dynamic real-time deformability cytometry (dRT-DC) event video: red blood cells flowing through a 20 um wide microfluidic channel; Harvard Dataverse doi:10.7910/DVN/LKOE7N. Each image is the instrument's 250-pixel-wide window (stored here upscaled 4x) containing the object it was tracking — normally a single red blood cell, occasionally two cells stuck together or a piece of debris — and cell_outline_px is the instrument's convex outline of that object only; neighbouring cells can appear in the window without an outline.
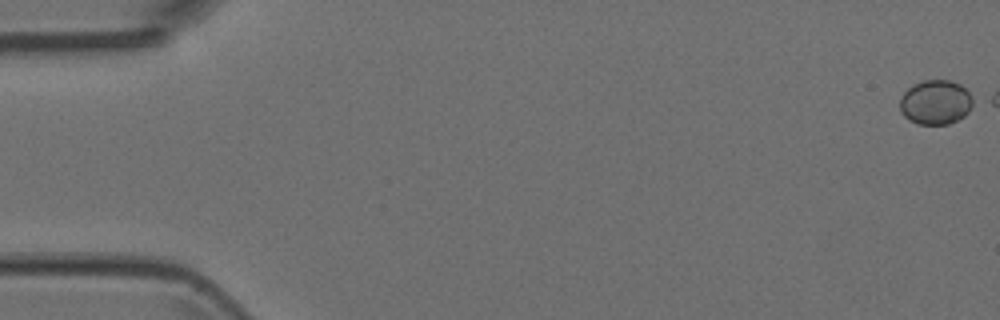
{"species": "Egyptian fruit bat (a non-hibernating species)", "species_latin": "Rousettus aegyptiacus", "temperature_condition": "room temperature", "stored_images_in_passage": 3, "camera_frame_rate_fps": 3000, "um_per_image_px": 0.085, "animal": {"sex": "female"}, "frame": {"image": 1, "passage_image": 1, "time_ms": 0.0, "image_size_px": [1000, 320], "cell_outline_px": [[976, 104], [964, 116], [948, 124], [920, 124], [904, 116], [900, 112], [900, 96], [908, 88], [924, 80], [948, 80], [960, 84], [976, 100]], "centroid_in_image_um": [79.56, 8.69], "position_along_channel_um": 5.4, "area_um2": 19.02}}